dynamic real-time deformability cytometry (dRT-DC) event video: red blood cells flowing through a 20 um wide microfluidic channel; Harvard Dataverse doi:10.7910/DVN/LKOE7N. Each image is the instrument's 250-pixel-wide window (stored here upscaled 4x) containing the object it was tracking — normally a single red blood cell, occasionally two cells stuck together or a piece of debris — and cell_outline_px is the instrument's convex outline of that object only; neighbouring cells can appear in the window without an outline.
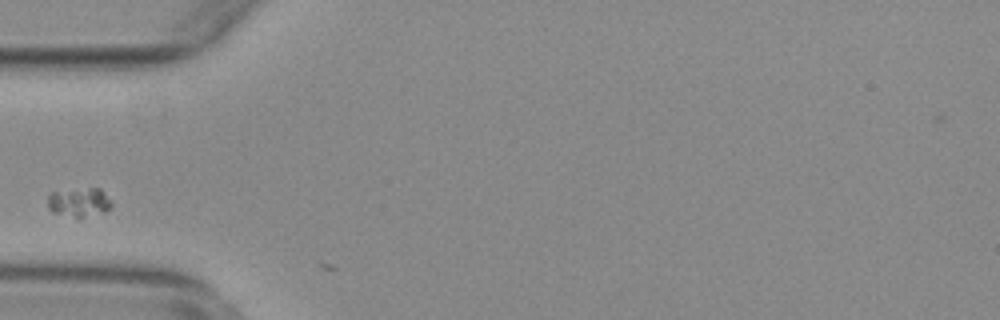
{"species": "common noctule bat (a hibernating species)", "species_latin": "Nyctalus noctula", "temperature_condition": "warm", "stored_images_in_passage": 2, "camera_frame_rate_fps": 3000, "um_per_image_px": 0.085, "animal": {"sex": "female", "body_mass_g": 29.2, "forearm_length_mm": 56.3}, "frame": {"image": 1, "passage_image": 1, "time_ms": 0.0, "image_size_px": [1000, 320], "cell_outline_px": [[112, 204], [104, 212], [80, 220], [52, 212], [48, 208], [48, 192], [88, 188], [100, 188], [112, 200]], "centroid_in_image_um": [6.72, 17.22], "position_along_channel_um": 78.3, "area_um2": 11.21}}